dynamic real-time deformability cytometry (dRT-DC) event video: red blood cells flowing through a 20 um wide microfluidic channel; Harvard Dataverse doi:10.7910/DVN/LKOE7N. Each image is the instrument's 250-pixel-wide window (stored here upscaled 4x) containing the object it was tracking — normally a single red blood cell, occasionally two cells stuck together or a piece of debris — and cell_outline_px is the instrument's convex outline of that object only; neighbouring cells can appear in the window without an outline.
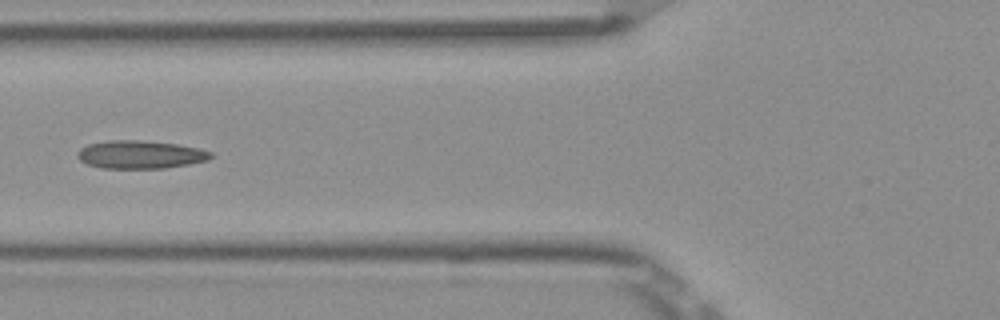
{"species": "Egyptian fruit bat (a non-hibernating species)", "species_latin": "Rousettus aegyptiacus", "temperature_condition": "room temperature", "stored_images_in_passage": 6, "camera_frame_rate_fps": 3000, "um_per_image_px": 0.085, "frame": {"image": 1, "passage_image": 5, "time_ms": 1.333, "image_size_px": [1000, 320], "cell_outline_px": [[212, 156], [208, 160], [188, 164], [164, 168], [100, 168], [88, 164], [80, 160], [76, 156], [76, 152], [80, 148], [88, 144], [108, 140], [140, 140], [176, 144], [196, 148], [212, 152]], "centroid_in_image_um": [11.87, 13.13], "position_along_channel_um": 113.9, "area_um2": 21.73}}
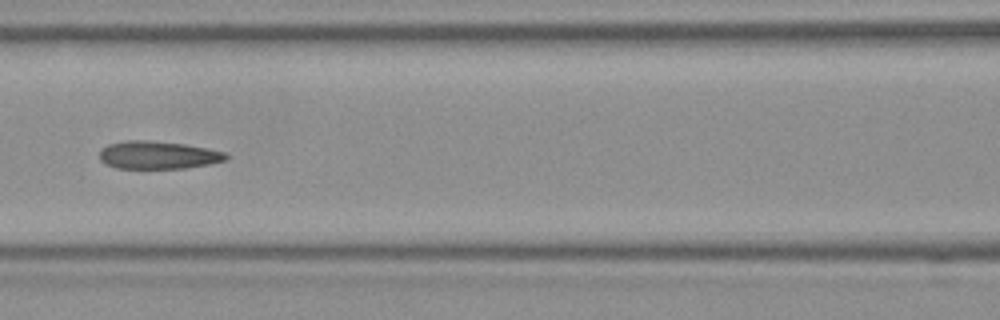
{"frame": {"image": 2, "passage_image": 6, "time_ms": 1.667, "image_size_px": [1000, 320], "cell_outline_px": [[228, 156], [224, 160], [208, 164], [184, 168], [116, 168], [104, 164], [100, 160], [100, 148], [108, 144], [128, 140], [148, 140], [184, 144], [224, 152]], "centroid_in_image_um": [13.35, 13.18], "position_along_channel_um": 153.2, "area_um2": 20.35}}